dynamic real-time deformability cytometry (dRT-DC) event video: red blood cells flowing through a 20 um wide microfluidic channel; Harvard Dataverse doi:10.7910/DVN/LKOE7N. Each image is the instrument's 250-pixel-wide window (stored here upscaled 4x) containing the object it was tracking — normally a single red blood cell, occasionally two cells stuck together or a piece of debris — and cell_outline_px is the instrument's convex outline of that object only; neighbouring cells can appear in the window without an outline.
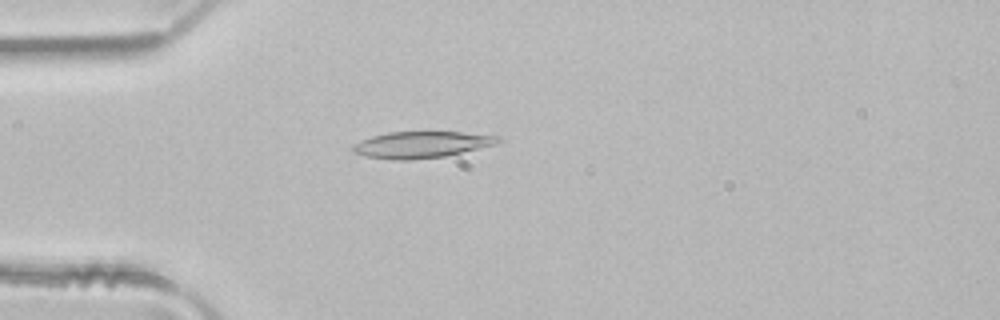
{"species": "common noctule bat (a hibernating species)", "species_latin": "Nyctalus noctula", "temperature_condition": "room temperature", "stored_images_in_passage": 48, "camera_frame_rate_fps": 3000, "um_per_image_px": 0.085, "animal": {"sex": "male", "body_mass_g": 21.5, "forearm_length_mm": 52.0}, "frame": {"image": 1, "passage_image": 12, "time_ms": 3.667, "image_size_px": [1000, 320], "cell_outline_px": [[500, 140], [496, 144], [444, 156], [408, 160], [392, 160], [364, 156], [352, 152], [352, 148], [360, 140], [372, 136], [388, 132], [460, 132], [500, 136]], "centroid_in_image_um": [35.78, 12.29], "position_along_channel_um": 49.2, "area_um2": 22.2}}
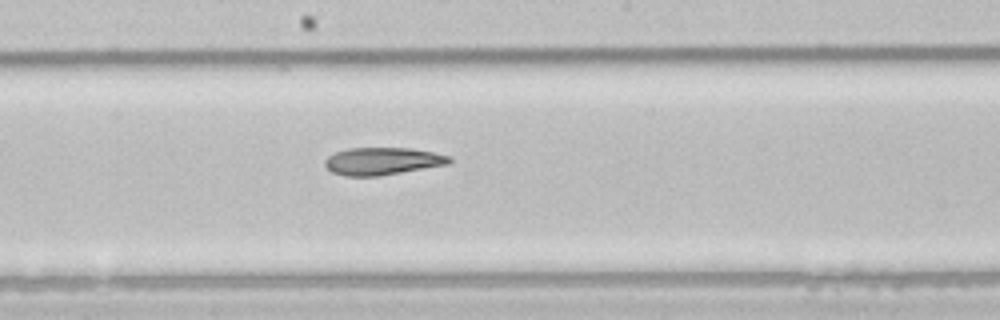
{"frame": {"image": 2, "passage_image": 25, "time_ms": 8.0, "image_size_px": [1000, 320], "cell_outline_px": [[452, 160], [448, 164], [380, 176], [344, 176], [332, 172], [324, 164], [324, 160], [328, 156], [336, 152], [348, 148], [412, 148], [452, 156]], "centroid_in_image_um": [32.51, 13.7], "position_along_channel_um": 215.7, "area_um2": 19.94}}
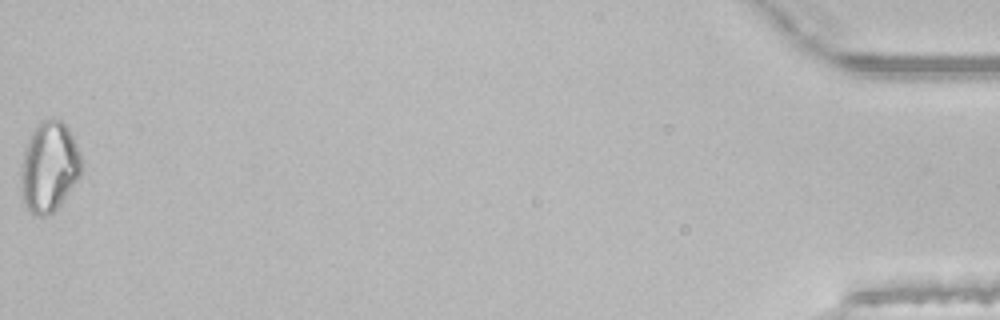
{"frame": {"image": 3, "passage_image": 48, "time_ms": 15.667, "image_size_px": [1000, 320], "cell_outline_px": [[80, 176], [60, 204], [52, 212], [44, 216], [36, 216], [24, 204], [20, 184], [20, 172], [24, 156], [32, 132], [36, 124], [40, 120], [60, 120], [64, 124], [72, 136], [80, 156]], "centroid_in_image_um": [4.15, 14.21], "position_along_channel_um": 431.0, "area_um2": 31.04}}